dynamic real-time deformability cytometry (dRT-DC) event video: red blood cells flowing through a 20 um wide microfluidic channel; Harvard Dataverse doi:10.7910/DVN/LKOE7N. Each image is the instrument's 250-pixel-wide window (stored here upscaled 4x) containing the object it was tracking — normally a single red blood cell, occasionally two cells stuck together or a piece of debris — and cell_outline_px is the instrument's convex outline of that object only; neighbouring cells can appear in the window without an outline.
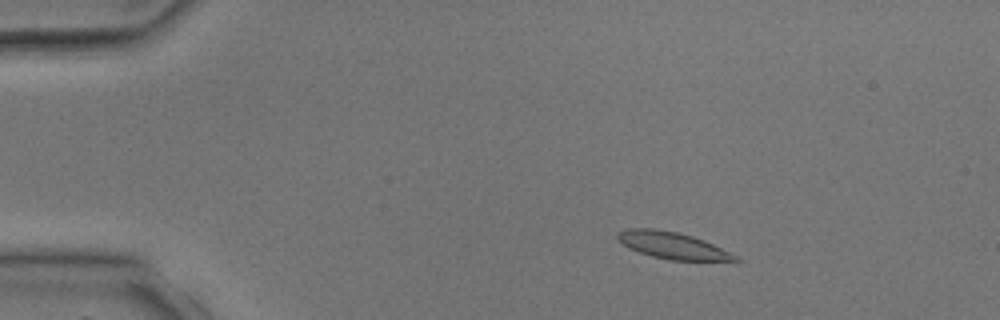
{"species": "common noctule bat (a hibernating species)", "species_latin": "Nyctalus noctula", "temperature_condition": "room temperature", "stored_images_in_passage": 3, "camera_frame_rate_fps": 3000, "um_per_image_px": 0.085, "animal": {"sex": "male", "body_mass_g": 17.9, "forearm_length_mm": 54.2}, "frame": {"image": 1, "passage_image": 2, "time_ms": 1.333, "image_size_px": [1000, 320], "cell_outline_px": [[740, 260], [668, 260], [652, 256], [628, 248], [616, 240], [616, 232], [628, 228], [652, 228], [676, 232], [692, 236], [704, 240], [736, 256]], "centroid_in_image_um": [57.04, 20.84], "position_along_channel_um": 28.0, "area_um2": 18.09}}